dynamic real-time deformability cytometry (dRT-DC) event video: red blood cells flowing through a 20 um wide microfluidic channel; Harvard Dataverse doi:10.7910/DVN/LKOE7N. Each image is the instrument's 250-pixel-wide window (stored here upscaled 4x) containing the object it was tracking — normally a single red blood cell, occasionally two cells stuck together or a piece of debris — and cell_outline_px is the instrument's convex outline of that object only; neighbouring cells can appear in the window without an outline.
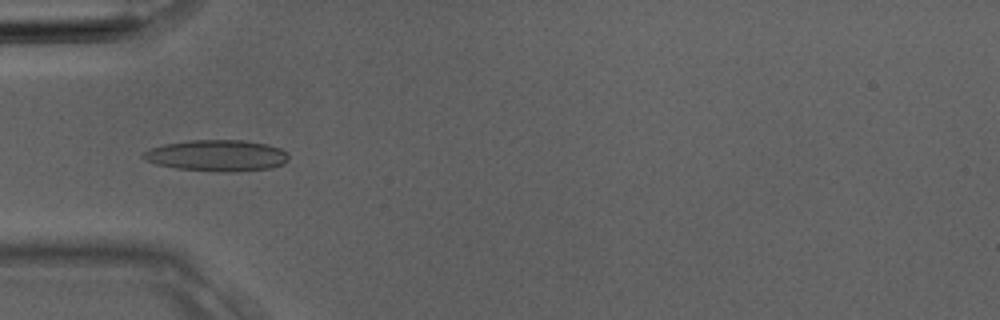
{"species": "Egyptian fruit bat (a non-hibernating species)", "species_latin": "Rousettus aegyptiacus", "temperature_condition": "room temperature", "stored_images_in_passage": 1, "camera_frame_rate_fps": 3000, "um_per_image_px": 0.085, "animal": {"sex": "male"}, "frame": {"image": 1, "passage_image": 1, "time_ms": 0.0, "image_size_px": [1000, 320], "cell_outline_px": [[288, 160], [284, 164], [272, 168], [236, 172], [216, 172], [176, 168], [156, 164], [144, 160], [140, 156], [144, 152], [152, 148], [164, 144], [188, 140], [244, 140], [268, 144], [280, 148], [288, 156]], "centroid_in_image_um": [18.44, 13.23], "position_along_channel_um": 66.6, "area_um2": 26.76}}